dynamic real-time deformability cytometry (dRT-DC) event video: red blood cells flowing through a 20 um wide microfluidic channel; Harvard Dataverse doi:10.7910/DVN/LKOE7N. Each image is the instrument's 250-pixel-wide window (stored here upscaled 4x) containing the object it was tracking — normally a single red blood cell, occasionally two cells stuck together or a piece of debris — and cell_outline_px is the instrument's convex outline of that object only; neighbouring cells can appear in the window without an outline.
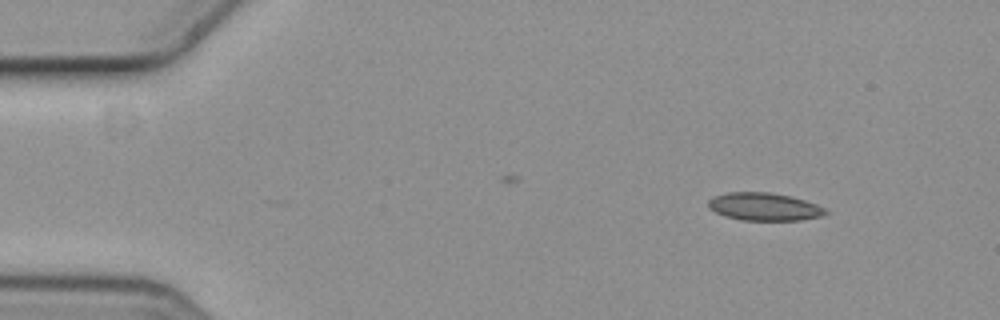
{"species": "common noctule bat (a hibernating species)", "species_latin": "Nyctalus noctula", "temperature_condition": "cold", "stored_images_in_passage": 5, "camera_frame_rate_fps": 3000, "um_per_image_px": 0.085, "animal": {"sex": "female", "body_mass_g": 19.3, "forearm_length_mm": 54.1}, "frame": {"image": 1, "passage_image": 1, "time_ms": 0.0, "image_size_px": [1000, 320], "cell_outline_px": [[828, 212], [820, 216], [800, 220], [740, 220], [724, 216], [708, 208], [708, 200], [716, 196], [728, 192], [768, 192], [788, 196], [804, 200], [816, 204], [824, 208]], "centroid_in_image_um": [64.92, 17.57], "position_along_channel_um": 20.1, "area_um2": 18.79}}
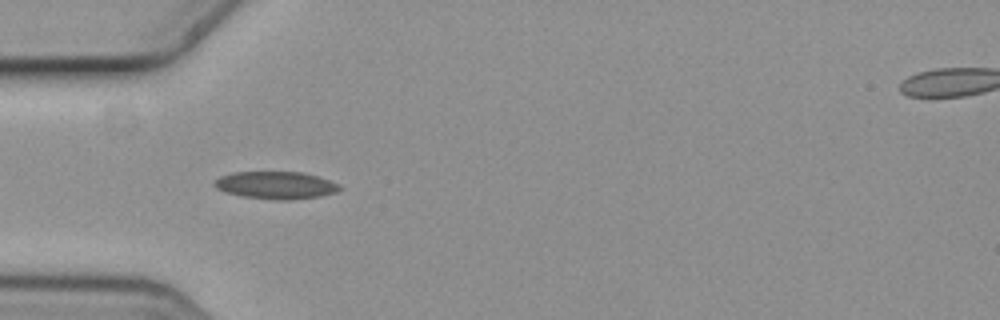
{"frame": {"image": 2, "passage_image": 4, "time_ms": 1.0, "image_size_px": [1000, 320], "cell_outline_px": [[340, 188], [336, 192], [320, 196], [292, 200], [276, 200], [244, 196], [224, 192], [216, 188], [212, 184], [220, 176], [232, 172], [300, 172], [316, 176], [328, 180], [336, 184]], "centroid_in_image_um": [23.39, 15.74], "position_along_channel_um": 61.6, "area_um2": 19.83}}
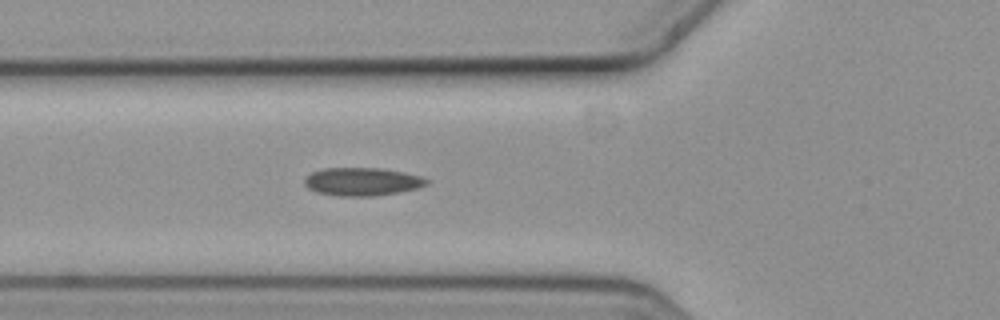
{"frame": {"image": 3, "passage_image": 5, "time_ms": 1.333, "image_size_px": [1000, 320], "cell_outline_px": [[428, 184], [416, 188], [400, 192], [372, 196], [336, 196], [316, 192], [308, 188], [304, 184], [304, 180], [312, 172], [324, 168], [380, 168], [420, 176], [428, 180]], "centroid_in_image_um": [30.75, 15.45], "position_along_channel_um": 95.1, "area_um2": 19.83}}